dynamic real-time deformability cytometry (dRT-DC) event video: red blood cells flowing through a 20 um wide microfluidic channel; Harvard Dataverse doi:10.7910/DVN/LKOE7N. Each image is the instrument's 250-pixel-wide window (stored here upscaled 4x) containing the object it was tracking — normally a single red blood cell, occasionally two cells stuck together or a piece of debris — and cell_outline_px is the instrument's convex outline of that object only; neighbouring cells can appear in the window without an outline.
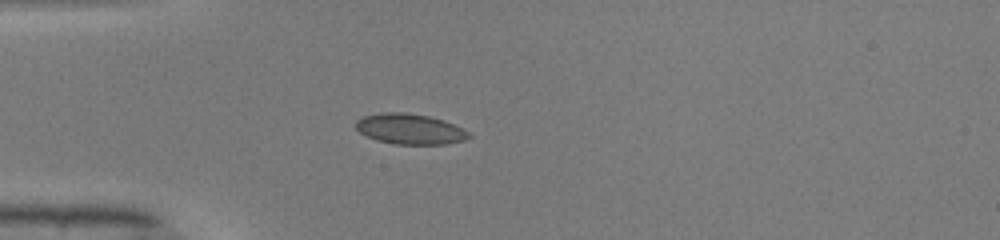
{"species": "common noctule bat (a hibernating species)", "species_latin": "Nyctalus noctula", "temperature_condition": "warm", "stored_images_in_passage": 36, "camera_frame_rate_fps": 3000, "um_per_image_px": 0.085, "animal": {"sex": "male", "body_mass_g": 19.0, "forearm_length_mm": 50.8}, "frame": {"image": 1, "passage_image": 1, "time_ms": 0.0, "image_size_px": [1000, 240], "cell_outline_px": [[472, 136], [464, 140], [444, 144], [392, 144], [376, 140], [360, 132], [356, 128], [356, 120], [364, 116], [384, 112], [404, 112], [428, 116], [444, 120], [468, 132]], "centroid_in_image_um": [34.82, 10.97], "position_along_channel_um": 50.2, "area_um2": 19.88}}
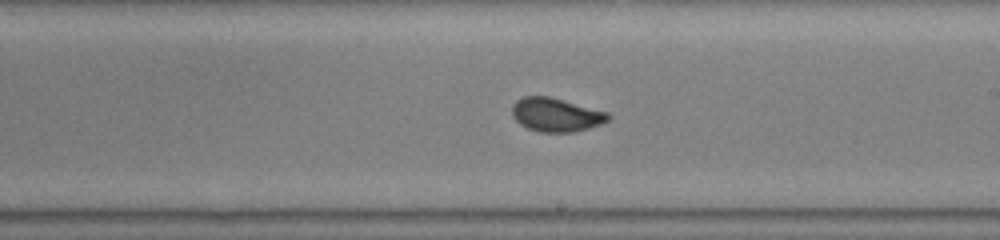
{"frame": {"image": 2, "passage_image": 16, "time_ms": 5.0, "image_size_px": [1000, 240], "cell_outline_px": [[612, 116], [608, 120], [600, 124], [588, 128], [572, 132], [540, 132], [528, 128], [520, 124], [512, 116], [512, 104], [516, 100], [524, 96], [548, 96], [608, 112]], "centroid_in_image_um": [47.24, 9.75], "position_along_channel_um": 241.8, "area_um2": 18.79}}
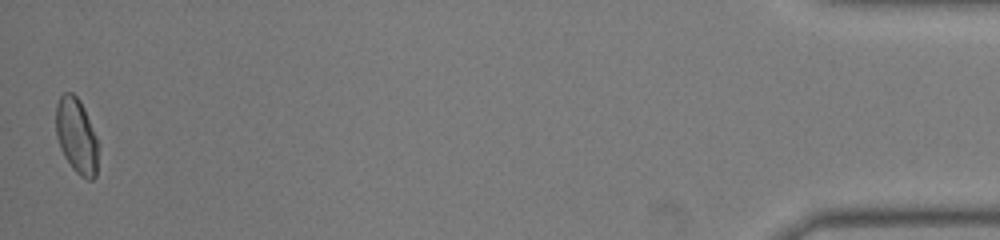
{"frame": {"image": 3, "passage_image": 36, "time_ms": 11.667, "image_size_px": [1000, 240], "cell_outline_px": [[100, 144], [96, 176], [92, 180], [88, 180], [80, 176], [72, 168], [64, 156], [60, 148], [56, 136], [56, 104], [60, 96], [64, 92], [72, 92], [80, 100], [84, 108]], "centroid_in_image_um": [6.53, 11.57], "position_along_channel_um": 428.7, "area_um2": 19.02}, "authors_computed_cell_mechanics": {"area_um2": 18.6694, "velocity_mm_per_s": 4.1087, "shape_relaxation_time_tau1_ms": 3.4034, "shape_relaxation_time_tau2_ms": null, "deformation_change_tau1": 0.1186, "deformation_change_tau2": null}}